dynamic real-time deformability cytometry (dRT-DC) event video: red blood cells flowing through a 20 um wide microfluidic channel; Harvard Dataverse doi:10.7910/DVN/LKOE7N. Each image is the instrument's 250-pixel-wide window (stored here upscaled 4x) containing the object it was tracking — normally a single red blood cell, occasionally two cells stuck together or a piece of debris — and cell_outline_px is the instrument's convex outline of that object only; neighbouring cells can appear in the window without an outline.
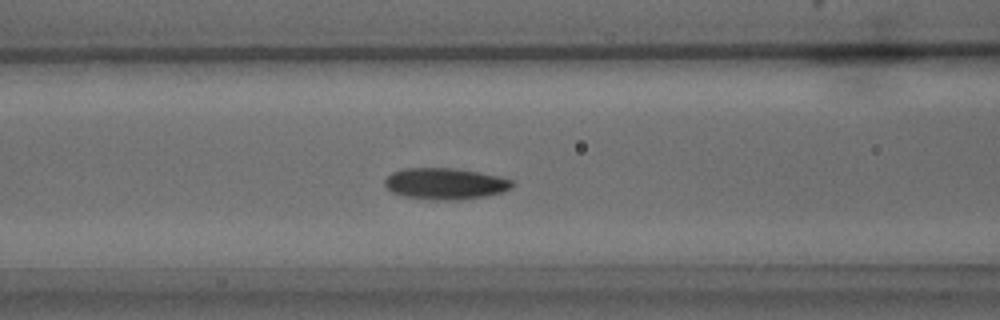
{"species": "common noctule bat (a hibernating species)", "species_latin": "Nyctalus noctula", "temperature_condition": "warm", "stored_images_in_passage": 29, "camera_frame_rate_fps": 3000, "um_per_image_px": 0.085, "animal": {"sex": "male", "body_mass_g": 15.6}, "frame": {"image": 1, "passage_image": 5, "time_ms": 1.333, "image_size_px": [1000, 320], "cell_outline_px": [[516, 184], [512, 188], [504, 192], [484, 196], [460, 200], [432, 200], [404, 196], [392, 192], [384, 184], [384, 180], [392, 172], [404, 168], [452, 168], [500, 176], [512, 180]], "centroid_in_image_um": [37.87, 15.62], "position_along_channel_um": 128.7, "area_um2": 23.41}}
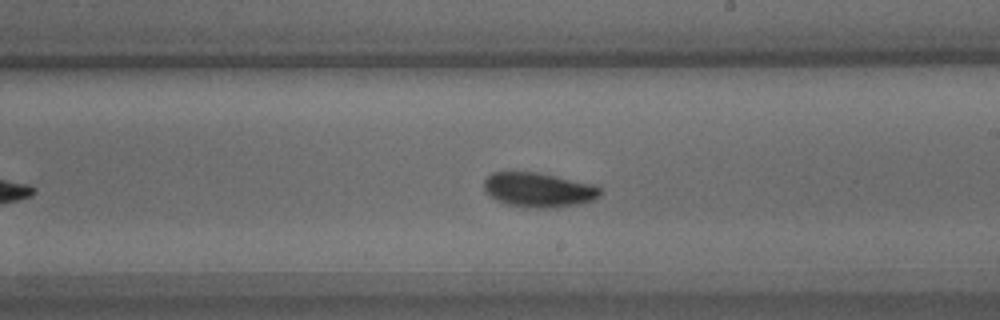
{"frame": {"image": 2, "passage_image": 12, "time_ms": 3.667, "image_size_px": [1000, 320], "cell_outline_px": [[600, 196], [596, 200], [580, 204], [556, 208], [536, 208], [504, 204], [496, 200], [484, 188], [484, 180], [492, 172], [536, 172], [596, 184], [600, 188]], "centroid_in_image_um": [45.83, 16.15], "position_along_channel_um": 243.2, "area_um2": 23.58}}
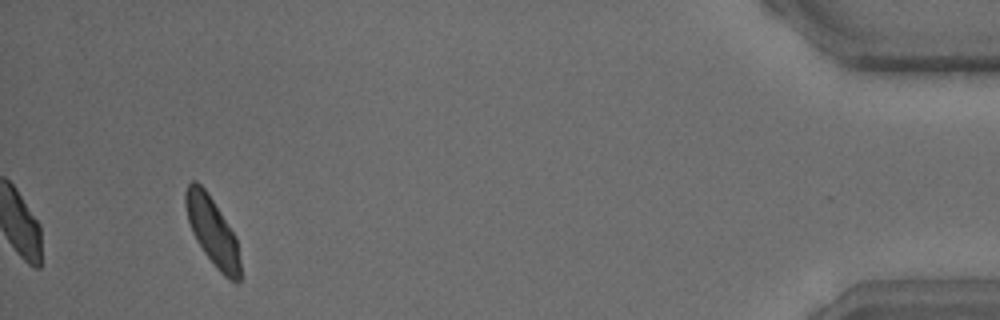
{"frame": {"image": 3, "passage_image": 27, "time_ms": 8.667, "image_size_px": [1000, 320], "cell_outline_px": [[240, 280], [228, 280], [216, 268], [204, 252], [196, 240], [192, 232], [188, 220], [184, 204], [184, 192], [188, 184], [192, 180], [196, 180], [208, 192], [236, 236], [240, 260]], "centroid_in_image_um": [18.04, 19.63], "position_along_channel_um": 417.2, "area_um2": 21.79}}